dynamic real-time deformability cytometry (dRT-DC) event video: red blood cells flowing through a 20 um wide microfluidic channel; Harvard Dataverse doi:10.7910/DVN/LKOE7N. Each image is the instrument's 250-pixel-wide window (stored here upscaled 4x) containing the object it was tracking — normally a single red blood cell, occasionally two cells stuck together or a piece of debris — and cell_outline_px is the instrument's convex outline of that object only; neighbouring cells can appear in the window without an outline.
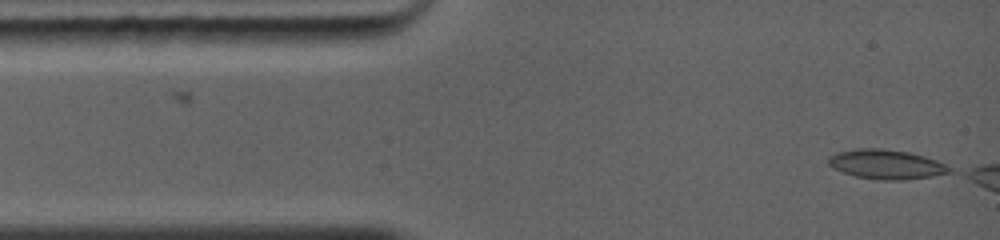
{"species": "common noctule bat (a hibernating species)", "species_latin": "Nyctalus noctula", "temperature_condition": "warm", "stored_images_in_passage": 49, "camera_frame_rate_fps": 5000, "um_per_image_px": 0.085, "animal": {"sex": "female", "body_mass_g": 19.0, "forearm_length_mm": 56.7}, "frame": {"image": 1, "passage_image": 1, "time_ms": 0.0, "image_size_px": [1000, 240], "cell_outline_px": [[948, 172], [928, 176], [892, 180], [856, 176], [844, 172], [828, 164], [828, 156], [840, 152], [860, 148], [880, 148], [908, 152], [944, 164], [948, 168]], "centroid_in_image_um": [75.23, 13.94], "position_along_channel_um": 9.8, "area_um2": 19.59}}
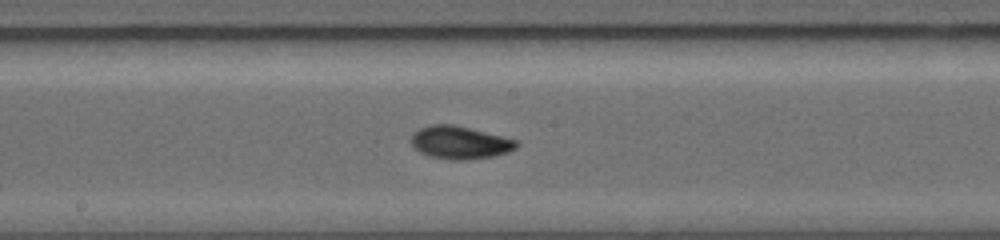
{"frame": {"image": 2, "passage_image": 21, "time_ms": 6.0, "image_size_px": [1000, 240], "cell_outline_px": [[520, 144], [516, 148], [508, 152], [492, 156], [464, 160], [452, 160], [428, 156], [412, 148], [412, 132], [420, 128], [432, 124], [452, 124], [520, 140]], "centroid_in_image_um": [39.09, 12.11], "position_along_channel_um": 209.1, "area_um2": 20.29}}
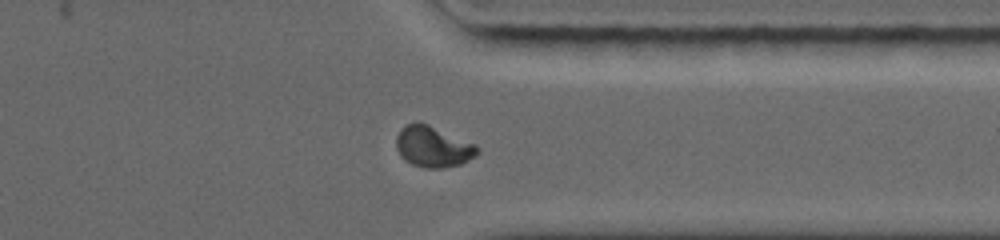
{"frame": {"image": 3, "passage_image": 39, "time_ms": 9.8, "image_size_px": [1000, 240], "cell_outline_px": [[480, 152], [476, 156], [460, 164], [444, 168], [424, 168], [412, 164], [404, 160], [400, 156], [396, 148], [396, 136], [400, 128], [404, 124], [416, 120], [428, 124], [476, 144], [480, 148]], "centroid_in_image_um": [36.79, 12.45], "position_along_channel_um": 374.6, "area_um2": 19.83}}